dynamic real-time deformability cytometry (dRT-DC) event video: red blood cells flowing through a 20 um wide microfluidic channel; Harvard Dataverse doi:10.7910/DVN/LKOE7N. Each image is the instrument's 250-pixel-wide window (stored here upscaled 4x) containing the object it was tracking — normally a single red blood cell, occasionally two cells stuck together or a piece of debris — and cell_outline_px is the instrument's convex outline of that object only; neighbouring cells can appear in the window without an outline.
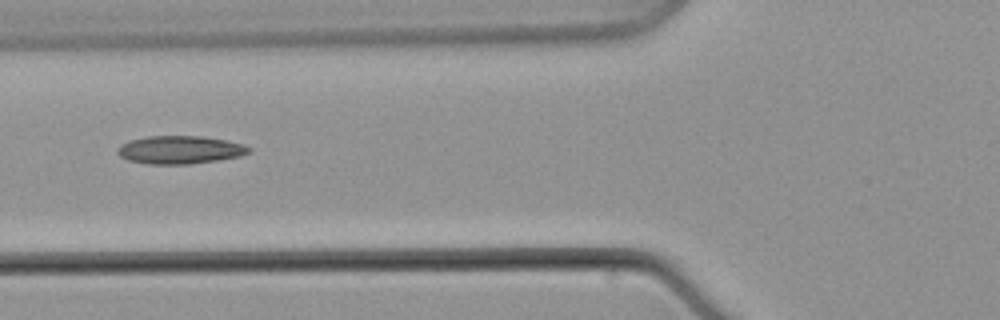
{"species": "common noctule bat (a hibernating species)", "species_latin": "Nyctalus noctula", "temperature_condition": "warm", "stored_images_in_passage": 11, "camera_frame_rate_fps": 3000, "um_per_image_px": 0.085, "animal": {"sex": "male", "body_mass_g": 21.5, "forearm_length_mm": 52.0}, "frame": {"image": 1, "passage_image": 7, "time_ms": 8.0, "image_size_px": [1000, 320], "cell_outline_px": [[252, 148], [248, 152], [240, 156], [192, 164], [148, 164], [128, 160], [120, 156], [116, 152], [116, 148], [120, 144], [128, 140], [148, 136], [204, 136], [244, 144]], "centroid_in_image_um": [15.25, 12.73], "position_along_channel_um": 110.6, "area_um2": 21.56}}
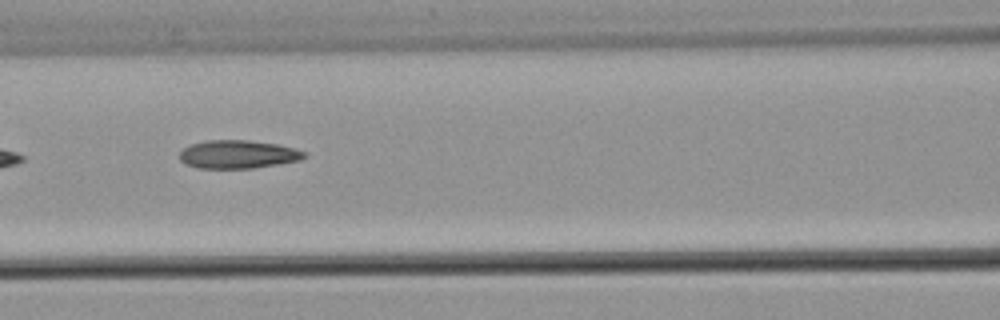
{"frame": {"image": 2, "passage_image": 8, "time_ms": 9.333, "image_size_px": [1000, 320], "cell_outline_px": [[308, 156], [300, 160], [252, 168], [196, 168], [184, 164], [180, 160], [180, 152], [184, 148], [192, 144], [208, 140], [248, 140], [276, 144], [296, 148], [304, 152]], "centroid_in_image_um": [20.22, 13.12], "position_along_channel_um": 146.4, "area_um2": 20.46}}